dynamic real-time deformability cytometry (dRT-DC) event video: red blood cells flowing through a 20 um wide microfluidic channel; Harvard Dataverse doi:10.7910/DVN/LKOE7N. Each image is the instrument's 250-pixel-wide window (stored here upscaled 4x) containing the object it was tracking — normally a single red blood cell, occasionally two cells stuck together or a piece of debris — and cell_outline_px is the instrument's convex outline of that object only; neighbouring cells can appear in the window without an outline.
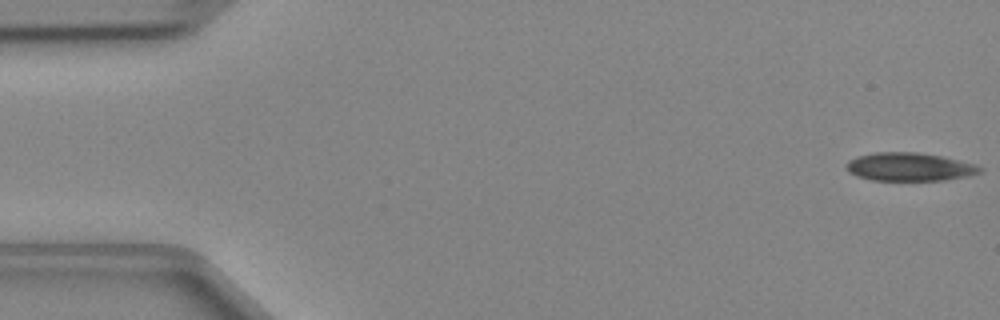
{"species": "Egyptian fruit bat (a non-hibernating species)", "species_latin": "Rousettus aegyptiacus", "temperature_condition": "cold", "stored_images_in_passage": 43, "camera_frame_rate_fps": 3000, "um_per_image_px": 0.085, "animal": {"sex": "female"}, "frame": {"image": 1, "passage_image": 1, "time_ms": 0.0, "image_size_px": [1000, 320], "cell_outline_px": [[984, 172], [968, 176], [944, 180], [872, 180], [856, 176], [848, 172], [844, 164], [848, 160], [856, 156], [872, 152], [916, 152], [940, 156], [976, 164], [984, 168]], "centroid_in_image_um": [77.28, 14.18], "position_along_channel_um": 7.7, "area_um2": 22.25}}
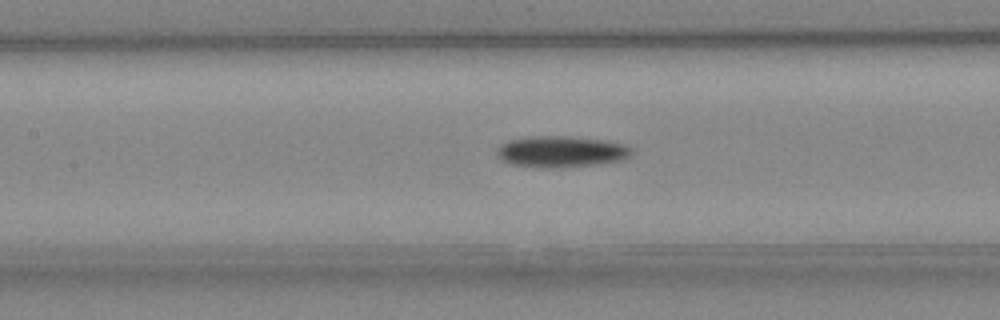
{"frame": {"image": 2, "passage_image": 21, "time_ms": 6.667, "image_size_px": [1000, 320], "cell_outline_px": [[632, 152], [624, 160], [600, 164], [560, 168], [544, 168], [512, 164], [496, 156], [496, 148], [500, 144], [508, 140], [528, 136], [568, 136], [608, 140], [628, 144], [632, 148]], "centroid_in_image_um": [47.72, 12.88], "position_along_channel_um": 159.7, "area_um2": 25.09}}
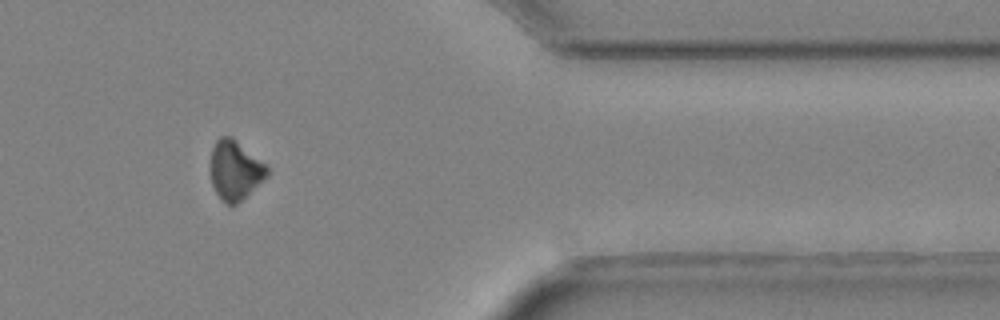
{"frame": {"image": 3, "passage_image": 39, "time_ms": 12.667, "image_size_px": [1000, 320], "cell_outline_px": [[268, 176], [236, 204], [228, 204], [216, 192], [212, 184], [208, 168], [208, 164], [212, 148], [216, 140], [220, 136], [232, 136], [264, 164], [268, 168]], "centroid_in_image_um": [19.92, 14.43], "position_along_channel_um": 391.5, "area_um2": 19.48}}